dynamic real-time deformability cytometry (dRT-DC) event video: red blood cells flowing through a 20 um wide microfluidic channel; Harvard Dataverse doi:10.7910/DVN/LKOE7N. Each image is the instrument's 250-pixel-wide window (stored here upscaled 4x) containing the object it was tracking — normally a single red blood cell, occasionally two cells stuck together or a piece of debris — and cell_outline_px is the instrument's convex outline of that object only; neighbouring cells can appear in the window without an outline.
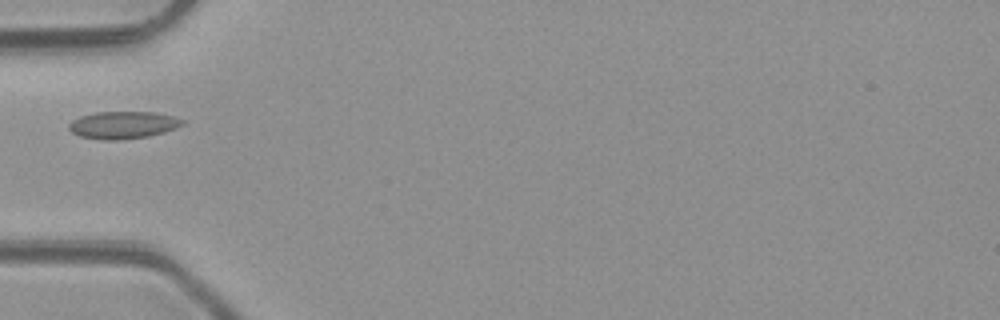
{"species": "common noctule bat (a hibernating species)", "species_latin": "Nyctalus noctula", "temperature_condition": "room temperature", "stored_images_in_passage": 1, "camera_frame_rate_fps": 3000, "um_per_image_px": 0.085, "animal": {"sex": "male", "body_mass_g": 23.1, "forearm_length_mm": 52.7}, "frame": {"image": 1, "passage_image": 1, "time_ms": 0.0, "image_size_px": [1000, 320], "cell_outline_px": [[184, 124], [164, 132], [148, 136], [120, 140], [104, 140], [80, 136], [72, 132], [68, 128], [68, 124], [72, 120], [80, 116], [96, 112], [156, 112], [172, 116], [184, 120]], "centroid_in_image_um": [10.43, 10.62], "position_along_channel_um": 74.6, "area_um2": 18.03}}